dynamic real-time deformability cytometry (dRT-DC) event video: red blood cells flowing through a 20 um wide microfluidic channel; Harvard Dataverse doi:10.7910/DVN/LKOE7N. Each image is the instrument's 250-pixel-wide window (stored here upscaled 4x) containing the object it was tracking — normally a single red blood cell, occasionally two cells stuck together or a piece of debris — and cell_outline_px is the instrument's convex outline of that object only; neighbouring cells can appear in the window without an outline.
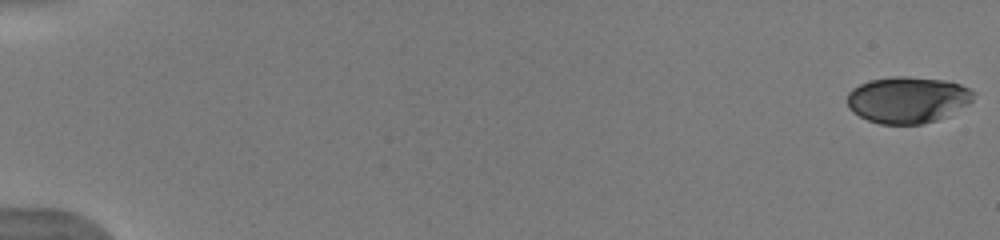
{"species": "human", "species_latin": "Homo sapiens", "temperature_condition": "warm", "stored_images_in_passage": 53, "camera_frame_rate_fps": 3000, "um_per_image_px": 0.085, "donor": {"sex": "male"}, "frame": {"image": 1, "passage_image": 1, "time_ms": 0.0, "image_size_px": [1000, 240], "cell_outline_px": [[976, 92], [972, 100], [968, 104], [936, 120], [920, 124], [880, 124], [868, 120], [860, 116], [848, 108], [848, 92], [852, 88], [860, 84], [872, 80], [892, 76], [908, 76], [944, 80], [960, 84]], "centroid_in_image_um": [77.14, 8.47], "position_along_channel_um": 7.9, "area_um2": 33.99}}
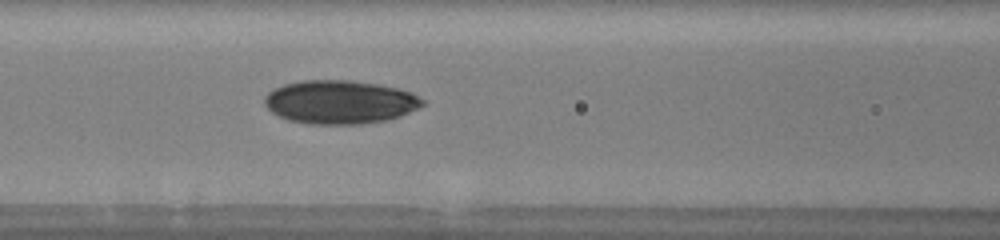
{"frame": {"image": 2, "passage_image": 25, "time_ms": 8.0, "image_size_px": [1000, 240], "cell_outline_px": [[424, 104], [420, 108], [400, 116], [388, 120], [360, 124], [308, 124], [288, 120], [272, 112], [264, 104], [264, 96], [268, 92], [284, 84], [304, 80], [352, 80], [376, 84], [396, 88], [412, 92], [424, 100]], "centroid_in_image_um": [28.9, 8.68], "position_along_channel_um": 137.7, "area_um2": 40.17}}
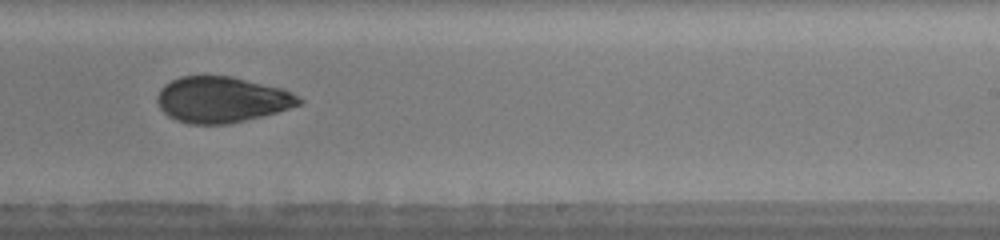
{"frame": {"image": 3, "passage_image": 35, "time_ms": 11.333, "image_size_px": [1000, 240], "cell_outline_px": [[304, 100], [300, 104], [276, 112], [228, 124], [188, 124], [176, 120], [168, 116], [160, 108], [156, 100], [156, 96], [160, 88], [164, 84], [180, 76], [232, 76], [284, 88], [292, 92]], "centroid_in_image_um": [18.83, 8.46], "position_along_channel_um": 270.2, "area_um2": 38.03}, "authors_computed_cell_mechanics": {"area_um2": 37.1654, "velocity_mm_per_s": 3.9822, "shape_relaxation_time_tau1_ms": 3.9771, "shape_relaxation_time_tau2_ms": 4.8158, "deformation_change_tau1": 0.1266, "deformation_change_tau2": 0.0911}}